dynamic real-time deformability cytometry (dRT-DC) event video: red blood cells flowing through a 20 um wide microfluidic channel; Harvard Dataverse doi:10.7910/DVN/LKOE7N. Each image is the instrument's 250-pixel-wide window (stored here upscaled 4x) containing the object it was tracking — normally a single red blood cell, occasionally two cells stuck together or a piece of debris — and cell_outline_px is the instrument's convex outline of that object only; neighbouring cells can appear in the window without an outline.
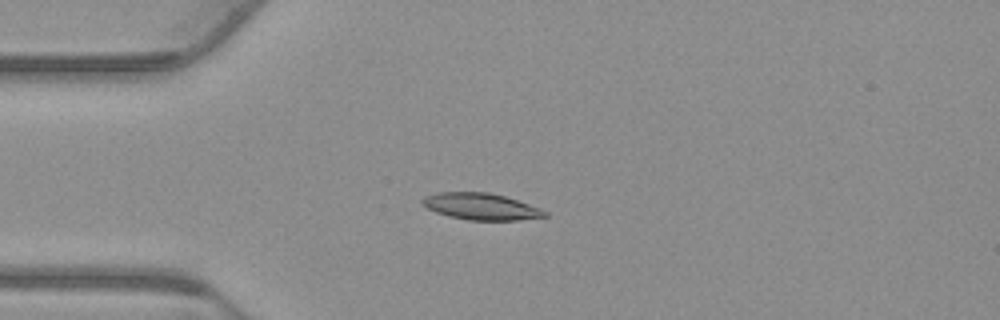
{"species": "common noctule bat (a hibernating species)", "species_latin": "Nyctalus noctula", "temperature_condition": "warm", "stored_images_in_passage": 43, "camera_frame_rate_fps": 3000, "um_per_image_px": 0.085, "animal": {"sex": "male", "body_mass_g": 23.1, "forearm_length_mm": 52.7}, "frame": {"image": 1, "passage_image": 2, "time_ms": 0.333, "image_size_px": [1000, 320], "cell_outline_px": [[548, 216], [520, 220], [468, 220], [448, 216], [436, 212], [420, 204], [420, 200], [424, 196], [436, 192], [488, 192], [504, 196], [540, 208], [548, 212]], "centroid_in_image_um": [40.84, 17.55], "position_along_channel_um": 44.2, "area_um2": 19.07}}
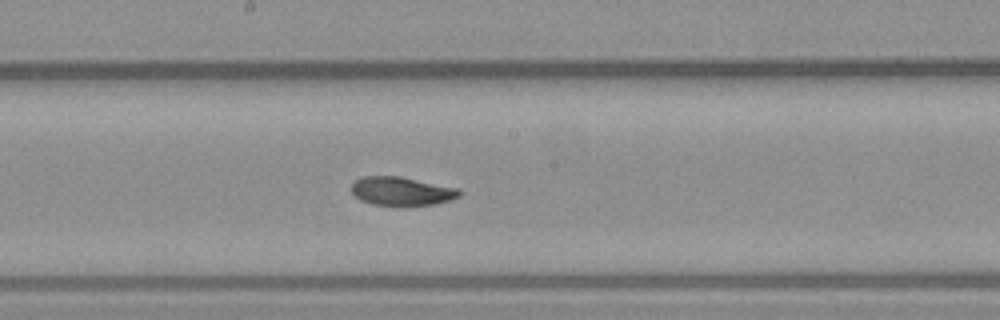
{"frame": {"image": 2, "passage_image": 17, "time_ms": 5.333, "image_size_px": [1000, 320], "cell_outline_px": [[460, 196], [448, 200], [432, 204], [408, 208], [396, 208], [372, 204], [360, 200], [352, 192], [352, 184], [356, 180], [364, 176], [400, 176], [460, 188]], "centroid_in_image_um": [34.14, 16.29], "position_along_channel_um": 214.1, "area_um2": 18.61}}
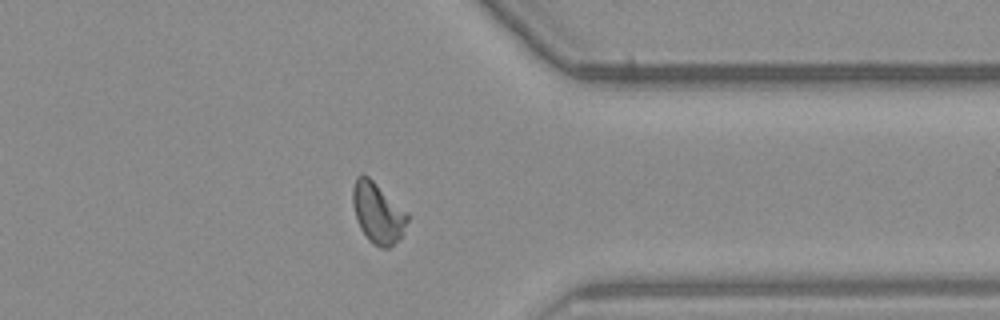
{"frame": {"image": 3, "passage_image": 31, "time_ms": 10.0, "image_size_px": [1000, 320], "cell_outline_px": [[408, 220], [400, 236], [388, 248], [380, 248], [372, 244], [368, 240], [360, 228], [356, 220], [352, 204], [352, 188], [356, 176], [368, 176], [408, 212]], "centroid_in_image_um": [32.08, 18.09], "position_along_channel_um": 379.3, "area_um2": 19.25}, "authors_computed_cell_mechanics": {"area_um2": 18.5538, "velocity_mm_per_s": 3.7446, "shape_relaxation_time_tau1_ms": 4.1759, "shape_relaxation_time_tau2_ms": 2.0461, "deformation_change_tau1": 0.1632, "deformation_change_tau2": 0.0649}}